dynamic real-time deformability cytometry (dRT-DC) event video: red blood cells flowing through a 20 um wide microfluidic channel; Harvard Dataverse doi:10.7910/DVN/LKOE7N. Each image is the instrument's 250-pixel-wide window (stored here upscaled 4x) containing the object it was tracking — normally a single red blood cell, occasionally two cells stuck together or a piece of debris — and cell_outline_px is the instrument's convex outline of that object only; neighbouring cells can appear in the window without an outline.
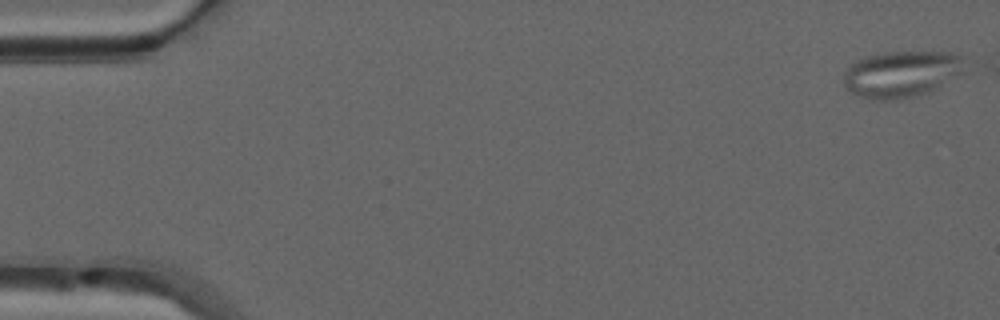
{"species": "common noctule bat (a hibernating species)", "species_latin": "Nyctalus noctula", "temperature_condition": "warm", "stored_images_in_passage": 45, "segment_of_instrument_passage": [1, 2], "camera_frame_rate_fps": 3000, "um_per_image_px": 0.085, "animal": {"sex": "male", "forearm_length_mm": 52.5}, "frame": {"image": 1, "passage_image": 1, "time_ms": 0.0, "image_size_px": [1000, 320], "cell_outline_px": [[968, 72], [928, 92], [916, 96], [896, 100], [872, 100], [852, 92], [844, 84], [844, 72], [852, 64], [868, 56], [884, 52], [952, 52], [964, 56]], "centroid_in_image_um": [76.74, 6.29], "position_along_channel_um": 8.3, "area_um2": 33.12}}